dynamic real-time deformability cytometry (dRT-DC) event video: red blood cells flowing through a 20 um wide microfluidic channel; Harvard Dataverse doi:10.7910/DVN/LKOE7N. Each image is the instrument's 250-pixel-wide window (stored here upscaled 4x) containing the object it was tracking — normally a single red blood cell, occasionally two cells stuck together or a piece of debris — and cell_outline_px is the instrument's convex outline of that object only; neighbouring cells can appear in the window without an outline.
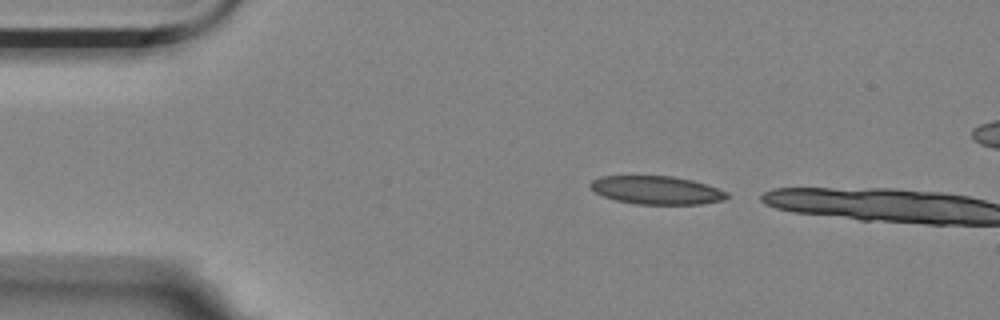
{"species": "Egyptian fruit bat (a non-hibernating species)", "species_latin": "Rousettus aegyptiacus", "temperature_condition": "room temperature", "stored_images_in_passage": 4, "camera_frame_rate_fps": 3000, "um_per_image_px": 0.085, "animal": {"sex": "female"}, "frame": {"image": 1, "passage_image": 1, "time_ms": 0.0, "image_size_px": [1000, 320], "cell_outline_px": [[728, 196], [724, 200], [700, 204], [636, 204], [616, 200], [604, 196], [596, 192], [588, 184], [592, 180], [600, 176], [672, 176], [692, 180], [728, 192]], "centroid_in_image_um": [55.8, 16.16], "position_along_channel_um": 29.2, "area_um2": 22.31}}